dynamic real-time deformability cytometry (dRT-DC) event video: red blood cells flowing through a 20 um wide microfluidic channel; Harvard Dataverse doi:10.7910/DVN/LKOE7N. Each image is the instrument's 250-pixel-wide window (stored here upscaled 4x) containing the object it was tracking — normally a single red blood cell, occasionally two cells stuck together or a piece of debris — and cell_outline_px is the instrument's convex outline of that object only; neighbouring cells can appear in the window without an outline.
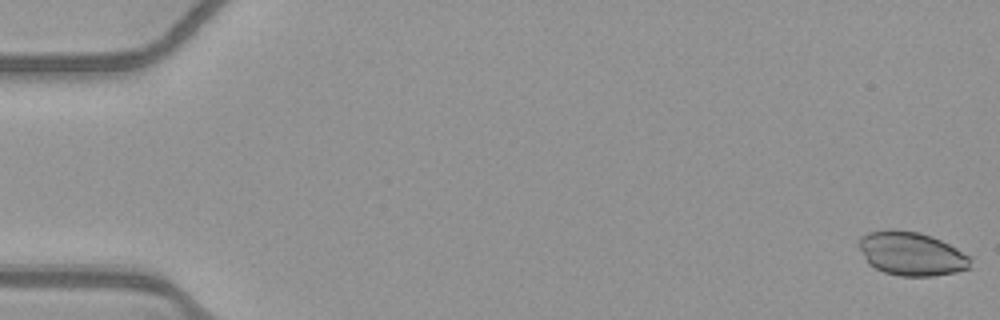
{"species": "common noctule bat (a hibernating species)", "species_latin": "Nyctalus noctula", "temperature_condition": "warm", "stored_images_in_passage": 53, "camera_frame_rate_fps": 3000, "um_per_image_px": 0.085, "animal": {"sex": "female", "body_mass_g": 21.9}, "frame": {"image": 1, "passage_image": 1, "time_ms": 0.0, "image_size_px": [1000, 320], "cell_outline_px": [[972, 268], [956, 272], [932, 276], [900, 276], [884, 272], [868, 264], [856, 244], [856, 240], [860, 236], [868, 232], [888, 228], [892, 228], [920, 232], [932, 236], [972, 256]], "centroid_in_image_um": [77.45, 21.55], "position_along_channel_um": 7.5, "area_um2": 29.07}}
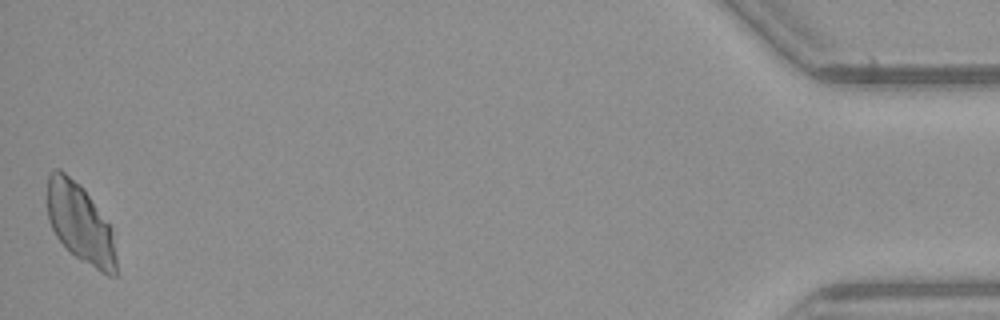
{"frame": {"image": 2, "passage_image": 53, "time_ms": 17.333, "image_size_px": [1000, 320], "cell_outline_px": [[116, 276], [108, 276], [100, 272], [80, 260], [56, 236], [48, 220], [48, 176], [56, 168], [60, 168], [80, 184], [84, 188], [112, 228], [116, 256]], "centroid_in_image_um": [6.83, 18.98], "position_along_channel_um": 428.4, "area_um2": 31.73}}